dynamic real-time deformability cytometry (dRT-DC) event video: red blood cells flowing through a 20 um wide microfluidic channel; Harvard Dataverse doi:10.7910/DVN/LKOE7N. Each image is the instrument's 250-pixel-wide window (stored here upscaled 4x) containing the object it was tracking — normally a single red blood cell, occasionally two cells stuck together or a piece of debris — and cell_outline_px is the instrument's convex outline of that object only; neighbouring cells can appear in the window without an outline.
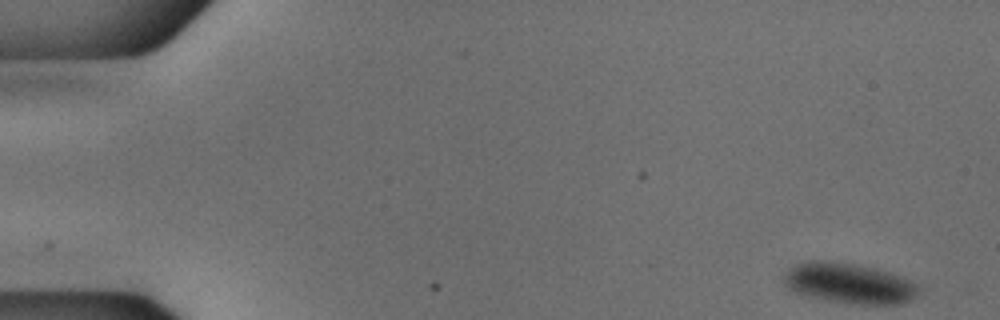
{"species": "common noctule bat (a hibernating species)", "species_latin": "Nyctalus noctula", "temperature_condition": "cold", "stored_images_in_passage": 52, "camera_frame_rate_fps": 3000, "um_per_image_px": 0.085, "animal": {"sex": "male", "body_mass_g": 18.8}, "frame": {"image": 1, "passage_image": 1, "time_ms": 0.0, "image_size_px": [1000, 320], "cell_outline_px": [[920, 288], [908, 300], [900, 304], [860, 304], [832, 300], [812, 296], [796, 292], [788, 288], [784, 284], [784, 276], [796, 264], [804, 260], [828, 260], [852, 264], [872, 268], [888, 272], [900, 276], [916, 284]], "centroid_in_image_um": [72.14, 24.06], "position_along_channel_um": 12.9, "area_um2": 30.87}}
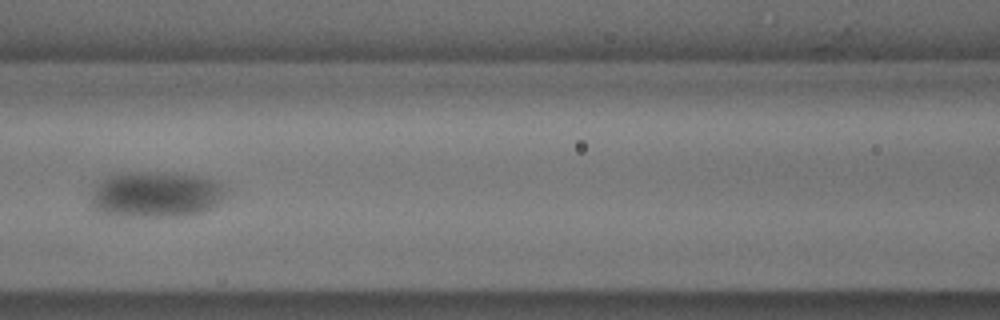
{"frame": {"image": 2, "passage_image": 23, "time_ms": 7.333, "image_size_px": [1000, 320], "cell_outline_px": [[228, 188], [224, 196], [212, 208], [204, 212], [180, 216], [104, 216], [96, 212], [92, 208], [92, 196], [96, 184], [108, 176], [124, 172], [176, 172], [200, 176], [212, 180]], "centroid_in_image_um": [13.22, 16.53], "position_along_channel_um": 153.4, "area_um2": 36.65}}
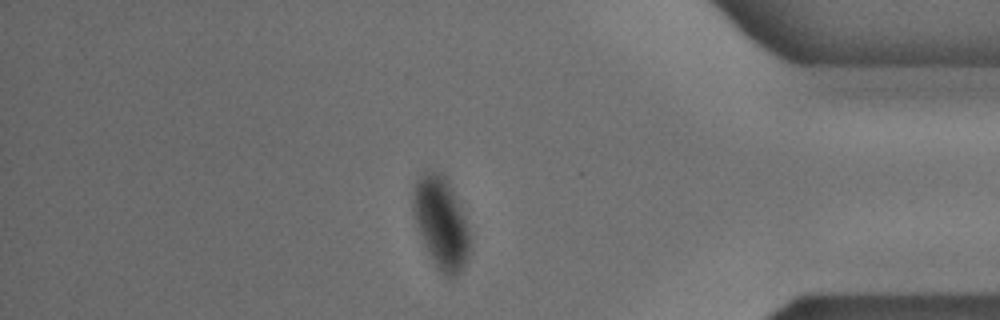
{"frame": {"image": 3, "passage_image": 45, "time_ms": 14.667, "image_size_px": [1000, 320], "cell_outline_px": [[472, 244], [468, 260], [456, 280], [452, 280], [444, 276], [436, 268], [424, 244], [416, 224], [412, 212], [412, 192], [416, 180], [424, 172], [440, 172], [448, 180], [468, 220]], "centroid_in_image_um": [37.54, 19.01], "position_along_channel_um": 397.7, "area_um2": 31.39}}